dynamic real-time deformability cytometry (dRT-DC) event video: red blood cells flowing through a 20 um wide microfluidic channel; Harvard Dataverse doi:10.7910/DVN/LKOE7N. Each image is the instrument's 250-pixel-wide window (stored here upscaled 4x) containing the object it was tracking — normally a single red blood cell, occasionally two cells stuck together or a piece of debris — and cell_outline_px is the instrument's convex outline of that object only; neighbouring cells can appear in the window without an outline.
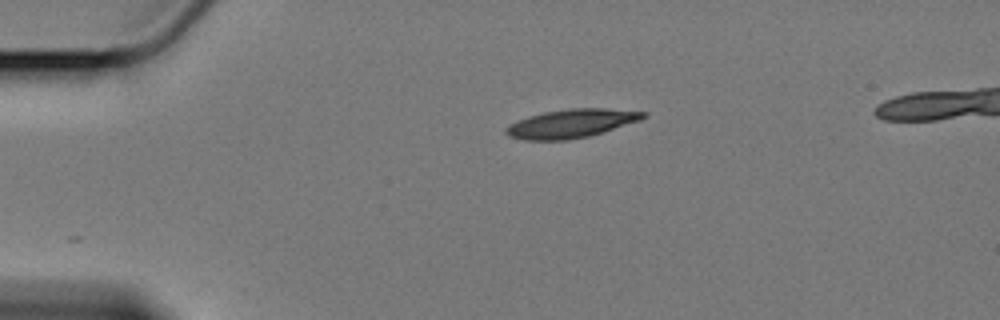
{"species": "Egyptian fruit bat (a non-hibernating species)", "species_latin": "Rousettus aegyptiacus", "temperature_condition": "cold", "stored_images_in_passage": 8, "camera_frame_rate_fps": 3000, "um_per_image_px": 0.085, "animal": {"sex": "female"}, "frame": {"image": 1, "passage_image": 1, "time_ms": 0.0, "image_size_px": [1000, 320], "cell_outline_px": [[648, 116], [640, 120], [588, 136], [568, 140], [524, 140], [508, 136], [504, 132], [504, 128], [508, 124], [516, 120], [528, 116], [544, 112], [568, 108], [604, 108], [648, 112]], "centroid_in_image_um": [48.5, 10.49], "position_along_channel_um": 36.5, "area_um2": 22.95}}